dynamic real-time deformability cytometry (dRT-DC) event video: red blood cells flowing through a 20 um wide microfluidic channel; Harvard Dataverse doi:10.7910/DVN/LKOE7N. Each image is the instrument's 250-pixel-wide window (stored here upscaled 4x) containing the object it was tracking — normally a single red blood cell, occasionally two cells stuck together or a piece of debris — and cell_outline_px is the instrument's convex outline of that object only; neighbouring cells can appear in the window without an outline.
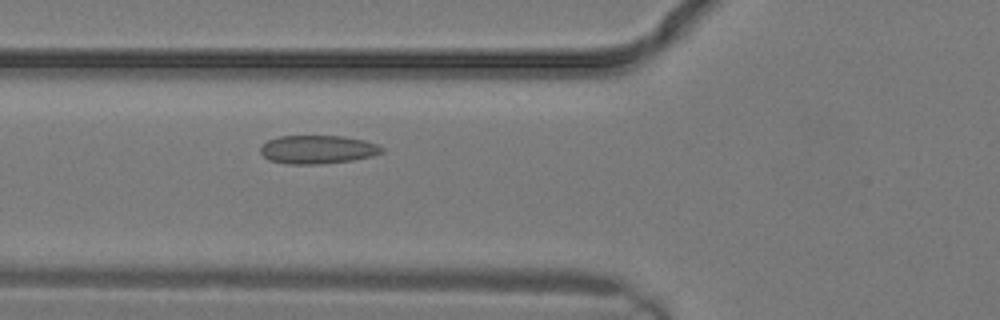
{"species": "common noctule bat (a hibernating species)", "species_latin": "Nyctalus noctula", "temperature_condition": "warm", "stored_images_in_passage": 2, "camera_frame_rate_fps": 3000, "um_per_image_px": 0.085, "animal": {"sex": "male", "body_mass_g": 19.2, "forearm_length_mm": 51.8}, "frame": {"image": 1, "passage_image": 2, "time_ms": 0.333, "image_size_px": [1000, 320], "cell_outline_px": [[384, 152], [372, 156], [352, 160], [320, 164], [288, 164], [268, 160], [260, 152], [260, 144], [268, 140], [280, 136], [344, 136], [364, 140], [376, 144], [384, 148]], "centroid_in_image_um": [26.98, 12.7], "position_along_channel_um": 98.8, "area_um2": 20.23}}